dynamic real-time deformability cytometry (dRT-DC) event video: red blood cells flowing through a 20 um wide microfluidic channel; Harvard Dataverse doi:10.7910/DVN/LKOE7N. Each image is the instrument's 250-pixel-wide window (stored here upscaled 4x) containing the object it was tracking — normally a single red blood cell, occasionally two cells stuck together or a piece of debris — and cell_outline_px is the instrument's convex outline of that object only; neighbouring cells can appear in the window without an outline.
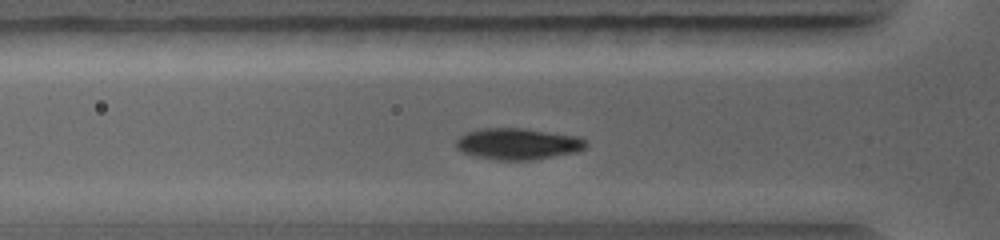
{"species": "common noctule bat (a hibernating species)", "species_latin": "Nyctalus noctula", "temperature_condition": "warm", "stored_images_in_passage": 23, "camera_frame_rate_fps": 5000, "um_per_image_px": 0.085, "animal": {"sex": "female", "body_mass_g": 19.0, "forearm_length_mm": 56.7}, "frame": {"image": 1, "passage_image": 7, "time_ms": 2.6, "image_size_px": [1000, 240], "cell_outline_px": [[588, 144], [580, 152], [532, 160], [496, 160], [476, 156], [464, 152], [456, 148], [456, 140], [460, 136], [468, 132], [480, 128], [524, 128], [580, 136], [588, 140]], "centroid_in_image_um": [44.09, 12.22], "position_along_channel_um": 81.7, "area_um2": 24.04}}
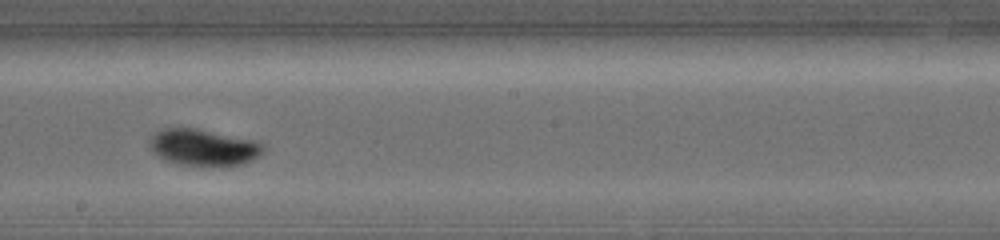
{"frame": {"image": 2, "passage_image": 14, "time_ms": 5.6, "image_size_px": [1000, 240], "cell_outline_px": [[268, 148], [260, 156], [252, 160], [240, 164], [180, 164], [164, 160], [148, 144], [148, 140], [156, 132], [164, 128], [196, 128], [252, 140], [264, 144]], "centroid_in_image_um": [17.32, 12.5], "position_along_channel_um": 230.9, "area_um2": 23.64}}
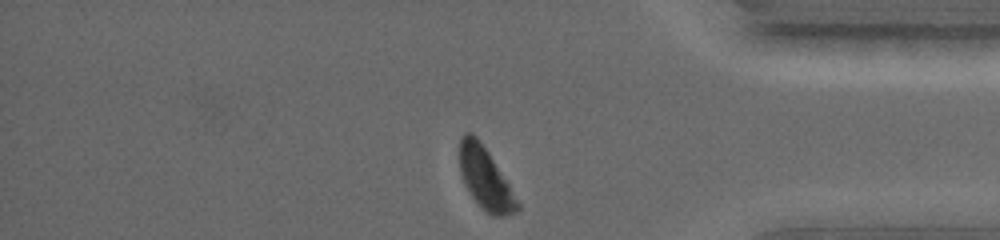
{"frame": {"image": 3, "passage_image": 23, "time_ms": 9.2, "image_size_px": [1000, 240], "cell_outline_px": [[520, 208], [516, 212], [504, 216], [492, 216], [472, 196], [464, 184], [460, 172], [460, 136], [464, 132], [472, 132], [480, 140], [488, 152], [508, 184], [520, 204]], "centroid_in_image_um": [41.24, 15.14], "position_along_channel_um": 394.0, "area_um2": 20.35}}